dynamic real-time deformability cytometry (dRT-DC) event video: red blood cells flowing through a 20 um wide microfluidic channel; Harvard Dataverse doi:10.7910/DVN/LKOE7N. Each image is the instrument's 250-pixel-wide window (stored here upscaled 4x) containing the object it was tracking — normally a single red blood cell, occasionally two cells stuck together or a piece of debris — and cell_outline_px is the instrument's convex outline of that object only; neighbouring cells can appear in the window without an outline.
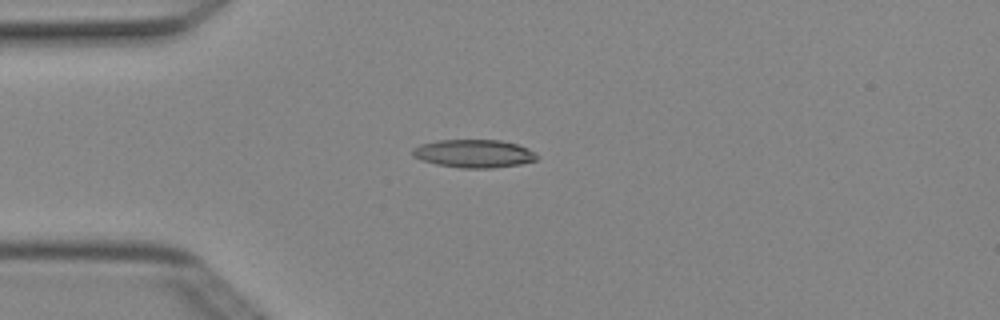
{"species": "Egyptian fruit bat (a non-hibernating species)", "species_latin": "Rousettus aegyptiacus", "temperature_condition": "cold", "stored_images_in_passage": 2, "camera_frame_rate_fps": 3000, "um_per_image_px": 0.085, "animal": {"sex": "female"}, "frame": {"image": 1, "passage_image": 1, "time_ms": 0.0, "image_size_px": [1000, 320], "cell_outline_px": [[540, 156], [536, 160], [520, 164], [492, 168], [460, 168], [436, 164], [412, 156], [412, 148], [420, 144], [436, 140], [500, 140], [516, 144], [528, 148], [536, 152]], "centroid_in_image_um": [40.29, 13.05], "position_along_channel_um": 44.7, "area_um2": 20.46}}